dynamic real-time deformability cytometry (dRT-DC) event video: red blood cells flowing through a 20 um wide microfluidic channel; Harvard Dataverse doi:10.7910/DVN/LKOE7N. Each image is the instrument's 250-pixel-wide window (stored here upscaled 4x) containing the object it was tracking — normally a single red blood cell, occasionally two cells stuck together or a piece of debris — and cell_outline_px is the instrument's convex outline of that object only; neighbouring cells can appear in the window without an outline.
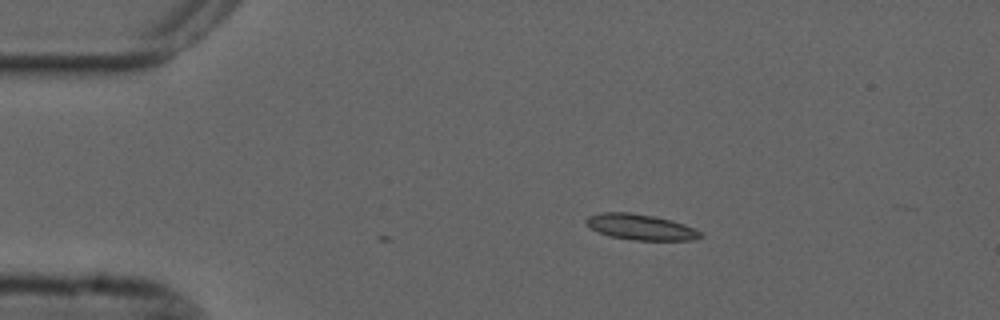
{"species": "common noctule bat (a hibernating species)", "species_latin": "Nyctalus noctula", "temperature_condition": "cold", "stored_images_in_passage": 3, "camera_frame_rate_fps": 3000, "um_per_image_px": 0.085, "animal": {"sex": "male", "forearm_length_mm": 52.5}, "frame": {"image": 1, "passage_image": 1, "time_ms": 0.0, "image_size_px": [1000, 320], "cell_outline_px": [[704, 236], [692, 240], [632, 240], [608, 236], [592, 228], [584, 220], [588, 216], [600, 212], [632, 212], [672, 220], [684, 224], [700, 232]], "centroid_in_image_um": [54.44, 19.29], "position_along_channel_um": 30.6, "area_um2": 17.05}}